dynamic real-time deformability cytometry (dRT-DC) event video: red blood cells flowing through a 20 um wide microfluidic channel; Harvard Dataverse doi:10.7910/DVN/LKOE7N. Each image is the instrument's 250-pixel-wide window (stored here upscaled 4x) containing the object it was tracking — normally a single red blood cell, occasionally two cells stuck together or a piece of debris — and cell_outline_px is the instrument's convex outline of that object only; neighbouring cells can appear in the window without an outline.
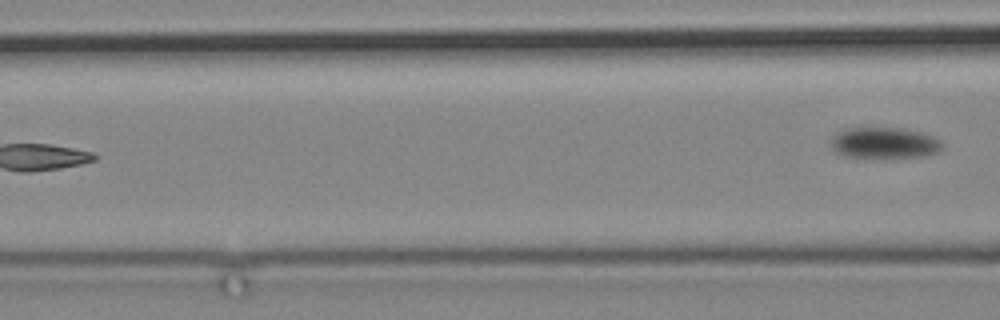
{"species": "common noctule bat (a hibernating species)", "species_latin": "Nyctalus noctula", "temperature_condition": "cold", "stored_images_in_passage": 4, "camera_frame_rate_fps": 3000, "um_per_image_px": 0.085, "animal": {"sex": "male", "body_mass_g": 19.2, "forearm_length_mm": 51.8}, "frame": {"image": 1, "passage_image": 4, "time_ms": 3.667, "image_size_px": [1000, 320], "cell_outline_px": [[944, 148], [940, 152], [924, 156], [844, 156], [836, 152], [832, 148], [832, 136], [836, 132], [844, 128], [904, 128], [920, 132], [932, 136], [940, 140], [944, 144]], "centroid_in_image_um": [75.2, 12.12], "position_along_channel_um": 91.4, "area_um2": 19.94}}